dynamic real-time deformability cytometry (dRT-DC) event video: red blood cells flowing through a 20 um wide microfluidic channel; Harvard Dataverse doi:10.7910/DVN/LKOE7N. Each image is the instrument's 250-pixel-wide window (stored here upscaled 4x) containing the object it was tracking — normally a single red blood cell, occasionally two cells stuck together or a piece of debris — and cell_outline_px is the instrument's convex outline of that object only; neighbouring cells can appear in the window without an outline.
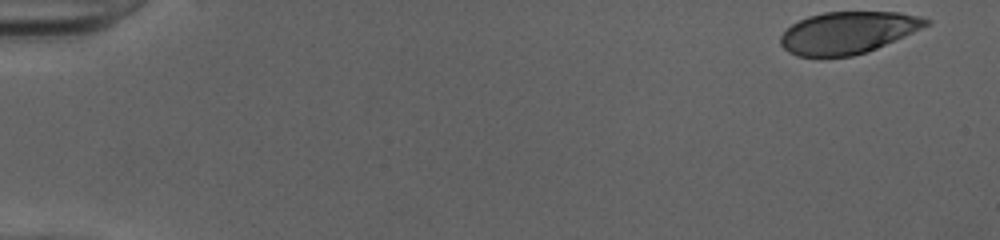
{"species": "human", "species_latin": "Homo sapiens", "temperature_condition": "cold", "stored_images_in_passage": 50, "camera_frame_rate_fps": 3000, "um_per_image_px": 0.085, "donor": {"sex": "female"}, "frame": {"image": 1, "passage_image": 1, "time_ms": 0.0, "image_size_px": [1000, 240], "cell_outline_px": [[932, 24], [868, 52], [852, 56], [820, 60], [796, 56], [788, 52], [780, 44], [780, 36], [792, 24], [808, 16], [824, 12], [900, 12], [920, 16], [932, 20]], "centroid_in_image_um": [72.05, 2.81], "position_along_channel_um": 12.9, "area_um2": 36.47}}
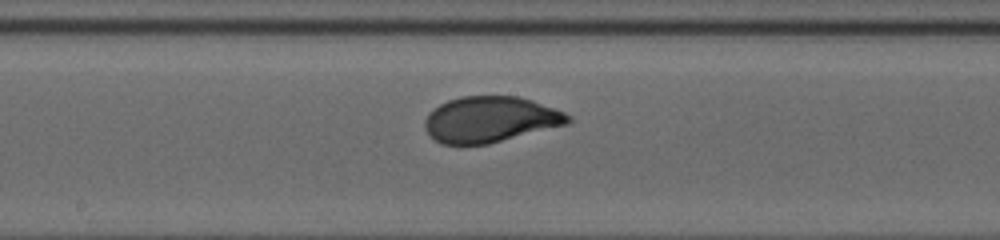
{"frame": {"image": 2, "passage_image": 27, "time_ms": 8.667, "image_size_px": [1000, 240], "cell_outline_px": [[572, 120], [568, 124], [488, 144], [440, 144], [424, 128], [424, 120], [440, 104], [448, 100], [464, 96], [516, 96], [532, 100], [564, 112], [572, 116]], "centroid_in_image_um": [41.7, 10.15], "position_along_channel_um": 206.5, "area_um2": 37.97}}
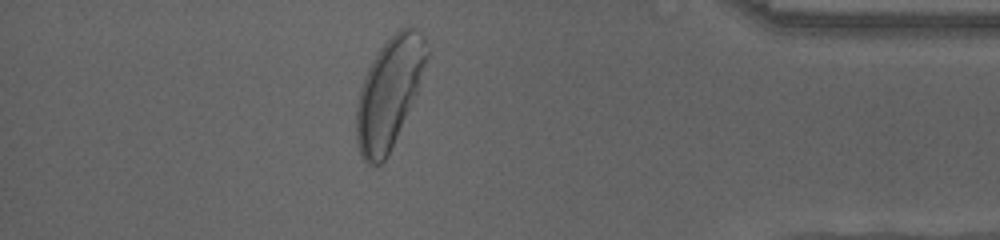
{"frame": {"image": 3, "passage_image": 44, "time_ms": 14.333, "image_size_px": [1000, 240], "cell_outline_px": [[428, 56], [416, 92], [396, 136], [384, 160], [380, 164], [368, 164], [364, 160], [360, 152], [356, 140], [356, 104], [360, 88], [364, 76], [372, 60], [380, 48], [400, 28], [408, 24], [420, 32], [424, 36], [428, 52]], "centroid_in_image_um": [33.05, 7.84], "position_along_channel_um": 402.1, "area_um2": 44.16}, "authors_computed_cell_mechanics": {"area_um2": 38.1769, "velocity_mm_per_s": 4.01, "shape_relaxation_time_tau1_ms": 2.8859, "shape_relaxation_time_tau2_ms": null, "deformation_change_tau1": 0.1614, "deformation_change_tau2": null}}